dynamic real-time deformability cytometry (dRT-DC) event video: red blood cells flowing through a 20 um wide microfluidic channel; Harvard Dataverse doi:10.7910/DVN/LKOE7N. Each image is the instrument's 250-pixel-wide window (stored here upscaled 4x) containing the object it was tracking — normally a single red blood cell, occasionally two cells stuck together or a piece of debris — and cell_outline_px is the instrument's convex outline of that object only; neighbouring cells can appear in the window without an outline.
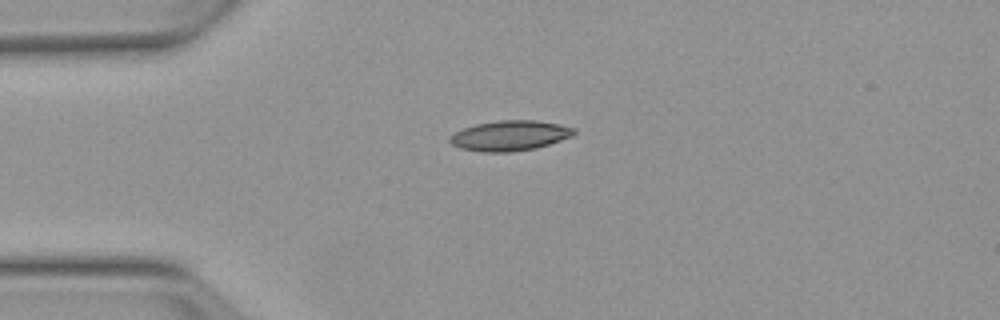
{"species": "Egyptian fruit bat (a non-hibernating species)", "species_latin": "Rousettus aegyptiacus", "temperature_condition": "warm", "stored_images_in_passage": 2, "camera_frame_rate_fps": 3000, "um_per_image_px": 0.085, "animal": {"sex": "female"}, "frame": {"image": 1, "passage_image": 1, "time_ms": 0.0, "image_size_px": [1000, 320], "cell_outline_px": [[576, 132], [572, 136], [536, 148], [512, 152], [484, 152], [460, 148], [452, 144], [448, 140], [448, 136], [464, 128], [476, 124], [500, 120], [536, 120], [560, 124], [576, 128]], "centroid_in_image_um": [43.34, 11.52], "position_along_channel_um": 41.7, "area_um2": 21.85}}